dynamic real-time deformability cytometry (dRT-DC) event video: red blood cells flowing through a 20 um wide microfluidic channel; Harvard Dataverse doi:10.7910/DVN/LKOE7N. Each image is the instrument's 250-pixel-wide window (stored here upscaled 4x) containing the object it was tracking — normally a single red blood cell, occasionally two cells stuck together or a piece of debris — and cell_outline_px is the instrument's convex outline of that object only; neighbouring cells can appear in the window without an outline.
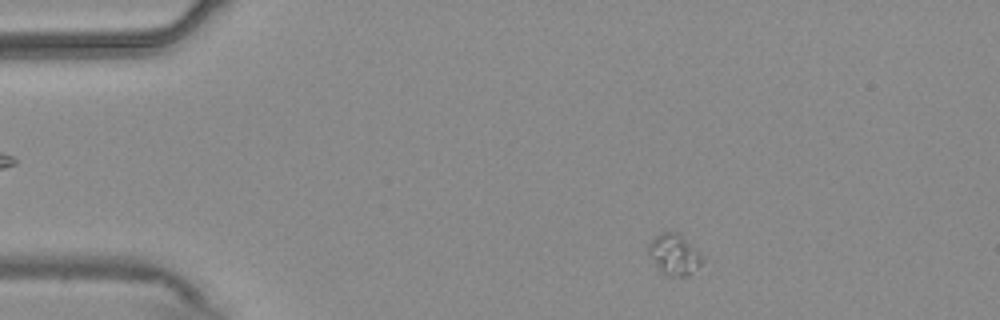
{"species": "common noctule bat (a hibernating species)", "species_latin": "Nyctalus noctula", "temperature_condition": "warm", "stored_images_in_passage": 50, "camera_frame_rate_fps": 3000, "um_per_image_px": 0.085, "animal": {"sex": "male", "body_mass_g": 20.4}, "frame": {"image": 1, "passage_image": 4, "time_ms": 1.0, "image_size_px": [1000, 320], "cell_outline_px": [[704, 260], [692, 272], [684, 276], [668, 276], [660, 272], [648, 252], [648, 244], [656, 236], [664, 232], [676, 232]], "centroid_in_image_um": [57.24, 21.67], "position_along_channel_um": 27.8, "area_um2": 12.08}}
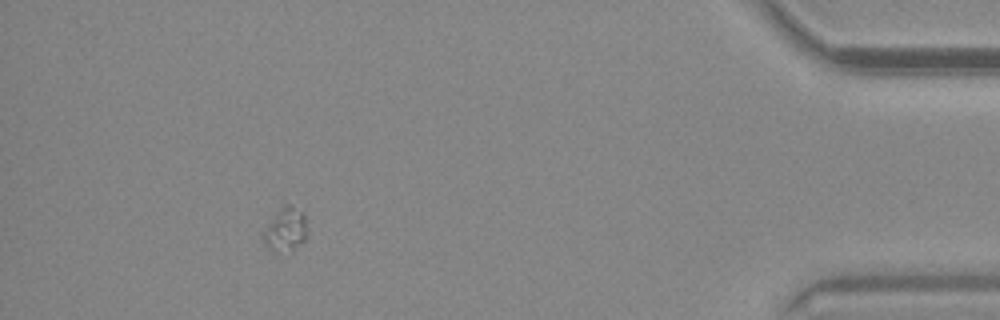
{"frame": {"image": 2, "passage_image": 45, "time_ms": 14.667, "image_size_px": [1000, 320], "cell_outline_px": [[308, 228], [304, 240], [292, 252], [268, 248], [260, 232], [284, 200], [300, 212], [304, 216]], "centroid_in_image_um": [24.24, 19.45], "position_along_channel_um": 411.0, "area_um2": 11.44}}